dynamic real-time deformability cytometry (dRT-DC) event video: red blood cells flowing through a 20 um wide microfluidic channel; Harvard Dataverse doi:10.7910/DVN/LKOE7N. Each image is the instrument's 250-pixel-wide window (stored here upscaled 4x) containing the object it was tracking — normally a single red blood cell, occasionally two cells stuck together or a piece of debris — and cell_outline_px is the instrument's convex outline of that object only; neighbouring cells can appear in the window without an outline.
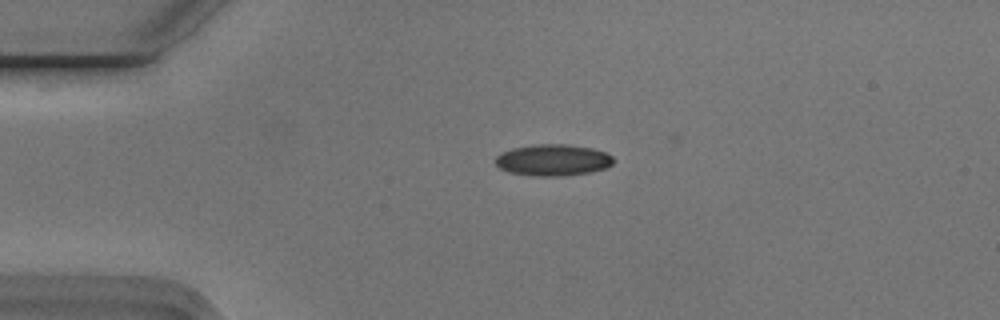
{"species": "Egyptian fruit bat (a non-hibernating species)", "species_latin": "Rousettus aegyptiacus", "temperature_condition": "cold", "stored_images_in_passage": 2, "camera_frame_rate_fps": 3000, "um_per_image_px": 0.085, "animal": {"sex": "male"}, "frame": {"image": 1, "passage_image": 1, "time_ms": 0.0, "image_size_px": [1000, 320], "cell_outline_px": [[612, 164], [604, 168], [588, 172], [564, 176], [532, 176], [508, 172], [500, 168], [496, 164], [496, 156], [500, 152], [512, 148], [532, 144], [568, 144], [592, 148], [604, 152], [612, 156]], "centroid_in_image_um": [46.95, 13.6], "position_along_channel_um": 38.1, "area_um2": 21.68}}